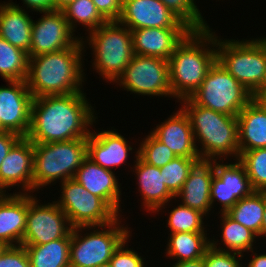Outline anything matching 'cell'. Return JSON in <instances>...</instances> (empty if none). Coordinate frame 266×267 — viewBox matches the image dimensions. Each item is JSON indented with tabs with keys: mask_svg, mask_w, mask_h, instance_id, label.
<instances>
[{
	"mask_svg": "<svg viewBox=\"0 0 266 267\" xmlns=\"http://www.w3.org/2000/svg\"><path fill=\"white\" fill-rule=\"evenodd\" d=\"M265 206L266 192L253 191L250 195L238 200L227 214L259 237Z\"/></svg>",
	"mask_w": 266,
	"mask_h": 267,
	"instance_id": "cell-29",
	"label": "cell"
},
{
	"mask_svg": "<svg viewBox=\"0 0 266 267\" xmlns=\"http://www.w3.org/2000/svg\"><path fill=\"white\" fill-rule=\"evenodd\" d=\"M60 200L55 201L65 212L71 227L110 224L118 215L98 196L87 191L74 179L61 183Z\"/></svg>",
	"mask_w": 266,
	"mask_h": 267,
	"instance_id": "cell-10",
	"label": "cell"
},
{
	"mask_svg": "<svg viewBox=\"0 0 266 267\" xmlns=\"http://www.w3.org/2000/svg\"><path fill=\"white\" fill-rule=\"evenodd\" d=\"M88 39L94 69L107 82H115L134 56L131 30L118 21H108L89 31Z\"/></svg>",
	"mask_w": 266,
	"mask_h": 267,
	"instance_id": "cell-7",
	"label": "cell"
},
{
	"mask_svg": "<svg viewBox=\"0 0 266 267\" xmlns=\"http://www.w3.org/2000/svg\"><path fill=\"white\" fill-rule=\"evenodd\" d=\"M264 236L266 237V206H265L264 213H263V222H262L260 238Z\"/></svg>",
	"mask_w": 266,
	"mask_h": 267,
	"instance_id": "cell-47",
	"label": "cell"
},
{
	"mask_svg": "<svg viewBox=\"0 0 266 267\" xmlns=\"http://www.w3.org/2000/svg\"><path fill=\"white\" fill-rule=\"evenodd\" d=\"M33 163V143L27 137H22L0 166V193H5L6 188L16 185H21L25 194L33 192Z\"/></svg>",
	"mask_w": 266,
	"mask_h": 267,
	"instance_id": "cell-17",
	"label": "cell"
},
{
	"mask_svg": "<svg viewBox=\"0 0 266 267\" xmlns=\"http://www.w3.org/2000/svg\"><path fill=\"white\" fill-rule=\"evenodd\" d=\"M97 267H112V265L109 262V263H106V264L99 265Z\"/></svg>",
	"mask_w": 266,
	"mask_h": 267,
	"instance_id": "cell-50",
	"label": "cell"
},
{
	"mask_svg": "<svg viewBox=\"0 0 266 267\" xmlns=\"http://www.w3.org/2000/svg\"><path fill=\"white\" fill-rule=\"evenodd\" d=\"M115 82L139 95L173 97L169 63L163 58L134 55Z\"/></svg>",
	"mask_w": 266,
	"mask_h": 267,
	"instance_id": "cell-11",
	"label": "cell"
},
{
	"mask_svg": "<svg viewBox=\"0 0 266 267\" xmlns=\"http://www.w3.org/2000/svg\"><path fill=\"white\" fill-rule=\"evenodd\" d=\"M119 219L118 216L110 224L101 226V231L100 229L93 230L87 235L84 234V237L80 233L83 229H95L96 226L73 228L69 255L70 267H97L109 263L115 250L131 236L128 226L127 228L120 226Z\"/></svg>",
	"mask_w": 266,
	"mask_h": 267,
	"instance_id": "cell-8",
	"label": "cell"
},
{
	"mask_svg": "<svg viewBox=\"0 0 266 267\" xmlns=\"http://www.w3.org/2000/svg\"><path fill=\"white\" fill-rule=\"evenodd\" d=\"M33 191L54 181L73 179L87 156V138L33 144Z\"/></svg>",
	"mask_w": 266,
	"mask_h": 267,
	"instance_id": "cell-6",
	"label": "cell"
},
{
	"mask_svg": "<svg viewBox=\"0 0 266 267\" xmlns=\"http://www.w3.org/2000/svg\"><path fill=\"white\" fill-rule=\"evenodd\" d=\"M27 213L28 193H0V242L6 246L22 244Z\"/></svg>",
	"mask_w": 266,
	"mask_h": 267,
	"instance_id": "cell-21",
	"label": "cell"
},
{
	"mask_svg": "<svg viewBox=\"0 0 266 267\" xmlns=\"http://www.w3.org/2000/svg\"><path fill=\"white\" fill-rule=\"evenodd\" d=\"M222 223V240L223 244L227 249L222 247L217 248V241L210 240V246L216 250L228 251L243 255L245 251L253 252L252 247L256 237H258L253 231L246 228L239 222H236L227 213H221ZM243 252V253H242Z\"/></svg>",
	"mask_w": 266,
	"mask_h": 267,
	"instance_id": "cell-30",
	"label": "cell"
},
{
	"mask_svg": "<svg viewBox=\"0 0 266 267\" xmlns=\"http://www.w3.org/2000/svg\"><path fill=\"white\" fill-rule=\"evenodd\" d=\"M100 15L108 21H118L122 11V0H92Z\"/></svg>",
	"mask_w": 266,
	"mask_h": 267,
	"instance_id": "cell-41",
	"label": "cell"
},
{
	"mask_svg": "<svg viewBox=\"0 0 266 267\" xmlns=\"http://www.w3.org/2000/svg\"><path fill=\"white\" fill-rule=\"evenodd\" d=\"M240 152L266 148V103L254 97L238 114Z\"/></svg>",
	"mask_w": 266,
	"mask_h": 267,
	"instance_id": "cell-23",
	"label": "cell"
},
{
	"mask_svg": "<svg viewBox=\"0 0 266 267\" xmlns=\"http://www.w3.org/2000/svg\"><path fill=\"white\" fill-rule=\"evenodd\" d=\"M28 53L0 37V76L6 81L27 79Z\"/></svg>",
	"mask_w": 266,
	"mask_h": 267,
	"instance_id": "cell-31",
	"label": "cell"
},
{
	"mask_svg": "<svg viewBox=\"0 0 266 267\" xmlns=\"http://www.w3.org/2000/svg\"><path fill=\"white\" fill-rule=\"evenodd\" d=\"M71 232L64 238L26 248L30 267H70Z\"/></svg>",
	"mask_w": 266,
	"mask_h": 267,
	"instance_id": "cell-27",
	"label": "cell"
},
{
	"mask_svg": "<svg viewBox=\"0 0 266 267\" xmlns=\"http://www.w3.org/2000/svg\"><path fill=\"white\" fill-rule=\"evenodd\" d=\"M143 140L136 152L138 153V157L147 164L162 167L177 157L151 133Z\"/></svg>",
	"mask_w": 266,
	"mask_h": 267,
	"instance_id": "cell-37",
	"label": "cell"
},
{
	"mask_svg": "<svg viewBox=\"0 0 266 267\" xmlns=\"http://www.w3.org/2000/svg\"><path fill=\"white\" fill-rule=\"evenodd\" d=\"M94 112L83 92L33 98L27 138L33 144L87 138Z\"/></svg>",
	"mask_w": 266,
	"mask_h": 267,
	"instance_id": "cell-1",
	"label": "cell"
},
{
	"mask_svg": "<svg viewBox=\"0 0 266 267\" xmlns=\"http://www.w3.org/2000/svg\"><path fill=\"white\" fill-rule=\"evenodd\" d=\"M189 98L199 106L238 116L254 95L216 61L200 87Z\"/></svg>",
	"mask_w": 266,
	"mask_h": 267,
	"instance_id": "cell-9",
	"label": "cell"
},
{
	"mask_svg": "<svg viewBox=\"0 0 266 267\" xmlns=\"http://www.w3.org/2000/svg\"><path fill=\"white\" fill-rule=\"evenodd\" d=\"M0 267H30L26 248L22 245L7 246L0 254Z\"/></svg>",
	"mask_w": 266,
	"mask_h": 267,
	"instance_id": "cell-40",
	"label": "cell"
},
{
	"mask_svg": "<svg viewBox=\"0 0 266 267\" xmlns=\"http://www.w3.org/2000/svg\"><path fill=\"white\" fill-rule=\"evenodd\" d=\"M266 103V89L258 96Z\"/></svg>",
	"mask_w": 266,
	"mask_h": 267,
	"instance_id": "cell-48",
	"label": "cell"
},
{
	"mask_svg": "<svg viewBox=\"0 0 266 267\" xmlns=\"http://www.w3.org/2000/svg\"><path fill=\"white\" fill-rule=\"evenodd\" d=\"M189 116L200 159L214 161L231 156H240L238 145L237 116L226 115L195 104L189 97L180 100ZM222 156V157H221ZM216 158V159H215Z\"/></svg>",
	"mask_w": 266,
	"mask_h": 267,
	"instance_id": "cell-4",
	"label": "cell"
},
{
	"mask_svg": "<svg viewBox=\"0 0 266 267\" xmlns=\"http://www.w3.org/2000/svg\"><path fill=\"white\" fill-rule=\"evenodd\" d=\"M118 22L130 30L189 28L160 0H122V11Z\"/></svg>",
	"mask_w": 266,
	"mask_h": 267,
	"instance_id": "cell-16",
	"label": "cell"
},
{
	"mask_svg": "<svg viewBox=\"0 0 266 267\" xmlns=\"http://www.w3.org/2000/svg\"><path fill=\"white\" fill-rule=\"evenodd\" d=\"M214 176L213 161H199L190 171L183 187L175 198L181 197L182 204L200 211L205 216L211 210L210 190Z\"/></svg>",
	"mask_w": 266,
	"mask_h": 267,
	"instance_id": "cell-24",
	"label": "cell"
},
{
	"mask_svg": "<svg viewBox=\"0 0 266 267\" xmlns=\"http://www.w3.org/2000/svg\"><path fill=\"white\" fill-rule=\"evenodd\" d=\"M75 0H54V10H62L64 7L69 5Z\"/></svg>",
	"mask_w": 266,
	"mask_h": 267,
	"instance_id": "cell-46",
	"label": "cell"
},
{
	"mask_svg": "<svg viewBox=\"0 0 266 267\" xmlns=\"http://www.w3.org/2000/svg\"><path fill=\"white\" fill-rule=\"evenodd\" d=\"M174 264L172 267H205L204 266V257H201V258H198L195 260L176 262Z\"/></svg>",
	"mask_w": 266,
	"mask_h": 267,
	"instance_id": "cell-44",
	"label": "cell"
},
{
	"mask_svg": "<svg viewBox=\"0 0 266 267\" xmlns=\"http://www.w3.org/2000/svg\"><path fill=\"white\" fill-rule=\"evenodd\" d=\"M121 134L114 130L95 132L87 137V156L102 168L113 170L127 162L132 147Z\"/></svg>",
	"mask_w": 266,
	"mask_h": 267,
	"instance_id": "cell-22",
	"label": "cell"
},
{
	"mask_svg": "<svg viewBox=\"0 0 266 267\" xmlns=\"http://www.w3.org/2000/svg\"><path fill=\"white\" fill-rule=\"evenodd\" d=\"M190 28H142L131 30L134 55L169 60Z\"/></svg>",
	"mask_w": 266,
	"mask_h": 267,
	"instance_id": "cell-19",
	"label": "cell"
},
{
	"mask_svg": "<svg viewBox=\"0 0 266 267\" xmlns=\"http://www.w3.org/2000/svg\"><path fill=\"white\" fill-rule=\"evenodd\" d=\"M70 28L75 32L76 22L87 31L97 29L107 21L100 15L92 0H75L61 10Z\"/></svg>",
	"mask_w": 266,
	"mask_h": 267,
	"instance_id": "cell-32",
	"label": "cell"
},
{
	"mask_svg": "<svg viewBox=\"0 0 266 267\" xmlns=\"http://www.w3.org/2000/svg\"><path fill=\"white\" fill-rule=\"evenodd\" d=\"M215 34L210 28L191 30L175 47L168 63L170 86L177 100L190 97L217 61Z\"/></svg>",
	"mask_w": 266,
	"mask_h": 267,
	"instance_id": "cell-3",
	"label": "cell"
},
{
	"mask_svg": "<svg viewBox=\"0 0 266 267\" xmlns=\"http://www.w3.org/2000/svg\"><path fill=\"white\" fill-rule=\"evenodd\" d=\"M38 201L28 194V213L21 245H42L66 237L73 229L55 201L48 205H39Z\"/></svg>",
	"mask_w": 266,
	"mask_h": 267,
	"instance_id": "cell-12",
	"label": "cell"
},
{
	"mask_svg": "<svg viewBox=\"0 0 266 267\" xmlns=\"http://www.w3.org/2000/svg\"><path fill=\"white\" fill-rule=\"evenodd\" d=\"M217 38V61L258 97L266 89V37L246 41Z\"/></svg>",
	"mask_w": 266,
	"mask_h": 267,
	"instance_id": "cell-5",
	"label": "cell"
},
{
	"mask_svg": "<svg viewBox=\"0 0 266 267\" xmlns=\"http://www.w3.org/2000/svg\"><path fill=\"white\" fill-rule=\"evenodd\" d=\"M238 160L245 167L253 190L266 192V148L240 152Z\"/></svg>",
	"mask_w": 266,
	"mask_h": 267,
	"instance_id": "cell-34",
	"label": "cell"
},
{
	"mask_svg": "<svg viewBox=\"0 0 266 267\" xmlns=\"http://www.w3.org/2000/svg\"><path fill=\"white\" fill-rule=\"evenodd\" d=\"M247 267H266V254H254Z\"/></svg>",
	"mask_w": 266,
	"mask_h": 267,
	"instance_id": "cell-45",
	"label": "cell"
},
{
	"mask_svg": "<svg viewBox=\"0 0 266 267\" xmlns=\"http://www.w3.org/2000/svg\"><path fill=\"white\" fill-rule=\"evenodd\" d=\"M73 179L100 197L119 216L121 190L113 171L102 168L87 157Z\"/></svg>",
	"mask_w": 266,
	"mask_h": 267,
	"instance_id": "cell-20",
	"label": "cell"
},
{
	"mask_svg": "<svg viewBox=\"0 0 266 267\" xmlns=\"http://www.w3.org/2000/svg\"><path fill=\"white\" fill-rule=\"evenodd\" d=\"M205 232L170 233L166 254L177 262L204 257L210 247V239Z\"/></svg>",
	"mask_w": 266,
	"mask_h": 267,
	"instance_id": "cell-28",
	"label": "cell"
},
{
	"mask_svg": "<svg viewBox=\"0 0 266 267\" xmlns=\"http://www.w3.org/2000/svg\"><path fill=\"white\" fill-rule=\"evenodd\" d=\"M160 1L191 30L209 29L194 0Z\"/></svg>",
	"mask_w": 266,
	"mask_h": 267,
	"instance_id": "cell-36",
	"label": "cell"
},
{
	"mask_svg": "<svg viewBox=\"0 0 266 267\" xmlns=\"http://www.w3.org/2000/svg\"><path fill=\"white\" fill-rule=\"evenodd\" d=\"M27 9L40 13L54 11V0H22Z\"/></svg>",
	"mask_w": 266,
	"mask_h": 267,
	"instance_id": "cell-43",
	"label": "cell"
},
{
	"mask_svg": "<svg viewBox=\"0 0 266 267\" xmlns=\"http://www.w3.org/2000/svg\"><path fill=\"white\" fill-rule=\"evenodd\" d=\"M238 161V162H237ZM219 162V163H218ZM213 161L214 176L211 183V207L215 201L221 204V213H227L238 200L250 195L254 190L251 186L245 167L236 159L235 163Z\"/></svg>",
	"mask_w": 266,
	"mask_h": 267,
	"instance_id": "cell-14",
	"label": "cell"
},
{
	"mask_svg": "<svg viewBox=\"0 0 266 267\" xmlns=\"http://www.w3.org/2000/svg\"><path fill=\"white\" fill-rule=\"evenodd\" d=\"M22 137L13 132H2L0 133V166L4 158L8 155L11 148L21 139Z\"/></svg>",
	"mask_w": 266,
	"mask_h": 267,
	"instance_id": "cell-42",
	"label": "cell"
},
{
	"mask_svg": "<svg viewBox=\"0 0 266 267\" xmlns=\"http://www.w3.org/2000/svg\"><path fill=\"white\" fill-rule=\"evenodd\" d=\"M127 240L128 238L115 250L110 264L112 267H145L143 258L135 250L125 248Z\"/></svg>",
	"mask_w": 266,
	"mask_h": 267,
	"instance_id": "cell-39",
	"label": "cell"
},
{
	"mask_svg": "<svg viewBox=\"0 0 266 267\" xmlns=\"http://www.w3.org/2000/svg\"><path fill=\"white\" fill-rule=\"evenodd\" d=\"M5 82L8 87H0V121L7 131L27 137L33 96L26 80Z\"/></svg>",
	"mask_w": 266,
	"mask_h": 267,
	"instance_id": "cell-15",
	"label": "cell"
},
{
	"mask_svg": "<svg viewBox=\"0 0 266 267\" xmlns=\"http://www.w3.org/2000/svg\"><path fill=\"white\" fill-rule=\"evenodd\" d=\"M7 130L2 126V123L0 121V133L6 132Z\"/></svg>",
	"mask_w": 266,
	"mask_h": 267,
	"instance_id": "cell-51",
	"label": "cell"
},
{
	"mask_svg": "<svg viewBox=\"0 0 266 267\" xmlns=\"http://www.w3.org/2000/svg\"><path fill=\"white\" fill-rule=\"evenodd\" d=\"M201 161L200 158L176 157L160 167L163 183L175 197L183 187L190 171Z\"/></svg>",
	"mask_w": 266,
	"mask_h": 267,
	"instance_id": "cell-33",
	"label": "cell"
},
{
	"mask_svg": "<svg viewBox=\"0 0 266 267\" xmlns=\"http://www.w3.org/2000/svg\"><path fill=\"white\" fill-rule=\"evenodd\" d=\"M31 16L13 2L0 4V37L29 53L31 45Z\"/></svg>",
	"mask_w": 266,
	"mask_h": 267,
	"instance_id": "cell-26",
	"label": "cell"
},
{
	"mask_svg": "<svg viewBox=\"0 0 266 267\" xmlns=\"http://www.w3.org/2000/svg\"><path fill=\"white\" fill-rule=\"evenodd\" d=\"M236 255L238 258H236ZM243 255L228 251H220L211 246L204 255L205 267H242L239 260ZM239 259V260H238Z\"/></svg>",
	"mask_w": 266,
	"mask_h": 267,
	"instance_id": "cell-38",
	"label": "cell"
},
{
	"mask_svg": "<svg viewBox=\"0 0 266 267\" xmlns=\"http://www.w3.org/2000/svg\"><path fill=\"white\" fill-rule=\"evenodd\" d=\"M39 20L32 22L31 45L28 57L53 53L74 46L82 37H73L64 14L60 10L43 12Z\"/></svg>",
	"mask_w": 266,
	"mask_h": 267,
	"instance_id": "cell-13",
	"label": "cell"
},
{
	"mask_svg": "<svg viewBox=\"0 0 266 267\" xmlns=\"http://www.w3.org/2000/svg\"><path fill=\"white\" fill-rule=\"evenodd\" d=\"M7 246L3 243V242H0V254L5 250Z\"/></svg>",
	"mask_w": 266,
	"mask_h": 267,
	"instance_id": "cell-49",
	"label": "cell"
},
{
	"mask_svg": "<svg viewBox=\"0 0 266 267\" xmlns=\"http://www.w3.org/2000/svg\"><path fill=\"white\" fill-rule=\"evenodd\" d=\"M150 133L177 157L200 158L189 116L182 107Z\"/></svg>",
	"mask_w": 266,
	"mask_h": 267,
	"instance_id": "cell-18",
	"label": "cell"
},
{
	"mask_svg": "<svg viewBox=\"0 0 266 267\" xmlns=\"http://www.w3.org/2000/svg\"><path fill=\"white\" fill-rule=\"evenodd\" d=\"M204 214L183 204L173 208L167 221L170 233L178 232H207L204 230Z\"/></svg>",
	"mask_w": 266,
	"mask_h": 267,
	"instance_id": "cell-35",
	"label": "cell"
},
{
	"mask_svg": "<svg viewBox=\"0 0 266 267\" xmlns=\"http://www.w3.org/2000/svg\"><path fill=\"white\" fill-rule=\"evenodd\" d=\"M82 39L64 50L29 58L26 82L33 98L83 92Z\"/></svg>",
	"mask_w": 266,
	"mask_h": 267,
	"instance_id": "cell-2",
	"label": "cell"
},
{
	"mask_svg": "<svg viewBox=\"0 0 266 267\" xmlns=\"http://www.w3.org/2000/svg\"><path fill=\"white\" fill-rule=\"evenodd\" d=\"M135 173L137 174L138 188L143 198V206L148 211L158 212L165 209L166 203L175 197L169 192L163 183L160 167L147 164L136 153Z\"/></svg>",
	"mask_w": 266,
	"mask_h": 267,
	"instance_id": "cell-25",
	"label": "cell"
}]
</instances>
